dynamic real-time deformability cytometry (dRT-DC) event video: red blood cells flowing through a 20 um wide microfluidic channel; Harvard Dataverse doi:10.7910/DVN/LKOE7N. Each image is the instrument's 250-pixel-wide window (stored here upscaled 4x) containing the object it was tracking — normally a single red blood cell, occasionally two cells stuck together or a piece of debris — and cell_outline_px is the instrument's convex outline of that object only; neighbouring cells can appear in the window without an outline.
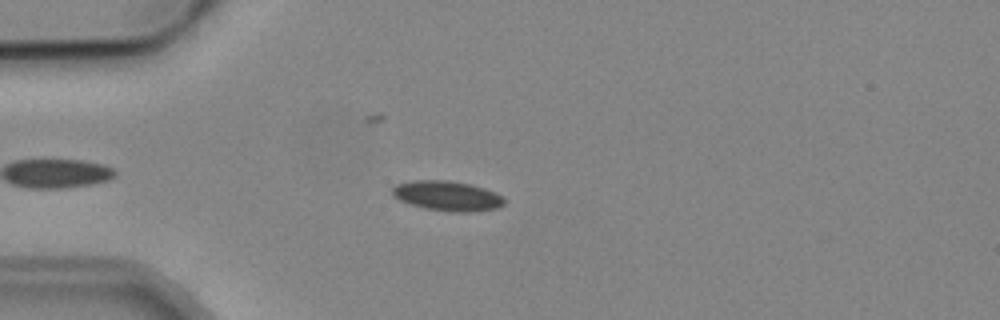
{"species": "common noctule bat (a hibernating species)", "species_latin": "Nyctalus noctula", "temperature_condition": "cold", "stored_images_in_passage": 6, "camera_frame_rate_fps": 3000, "um_per_image_px": 0.085, "animal": {"sex": "male", "body_mass_g": 19.2, "forearm_length_mm": 51.8}, "frame": {"image": 1, "passage_image": 3, "time_ms": 2.333, "image_size_px": [1000, 320], "cell_outline_px": [[504, 204], [500, 208], [476, 212], [452, 212], [424, 208], [400, 200], [392, 196], [392, 188], [396, 184], [412, 180], [448, 180], [468, 184], [484, 188], [504, 196]], "centroid_in_image_um": [38.04, 16.66], "position_along_channel_um": 47.0, "area_um2": 19.65}}
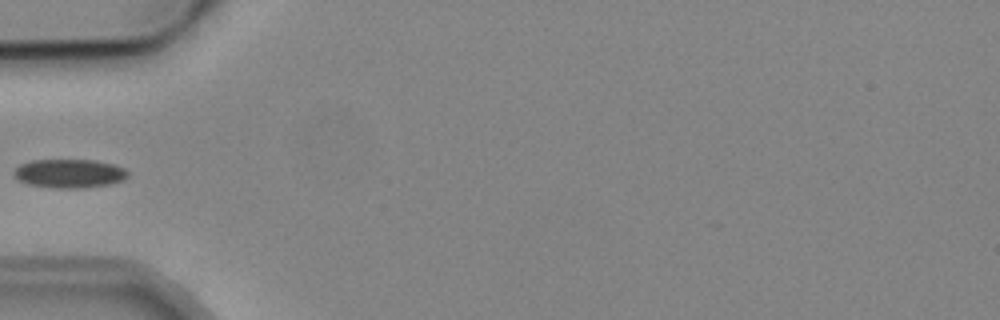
{"frame": {"image": 2, "passage_image": 4, "time_ms": 3.667, "image_size_px": [1000, 320], "cell_outline_px": [[128, 176], [124, 180], [108, 184], [80, 188], [52, 188], [28, 184], [20, 180], [12, 172], [20, 164], [32, 160], [96, 160], [112, 164], [124, 168], [128, 172]], "centroid_in_image_um": [5.9, 14.74], "position_along_channel_um": 79.1, "area_um2": 19.02}}